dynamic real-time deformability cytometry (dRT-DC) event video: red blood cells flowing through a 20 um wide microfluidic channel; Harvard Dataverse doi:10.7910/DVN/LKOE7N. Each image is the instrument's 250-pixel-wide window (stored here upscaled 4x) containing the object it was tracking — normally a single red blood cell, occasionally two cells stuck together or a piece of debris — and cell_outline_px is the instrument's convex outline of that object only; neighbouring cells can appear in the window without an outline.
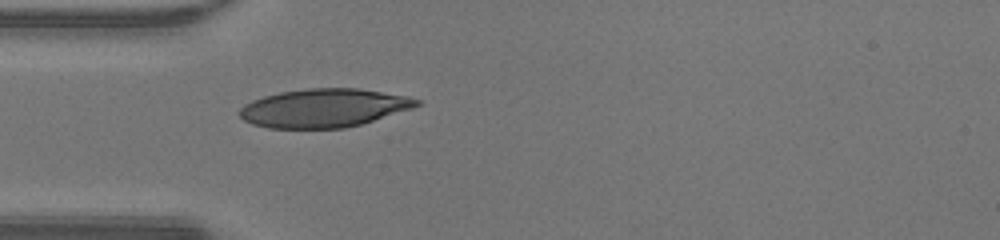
{"species": "human", "species_latin": "Homo sapiens", "temperature_condition": "warm", "stored_images_in_passage": 34, "camera_frame_rate_fps": 3000, "um_per_image_px": 0.085, "donor": {"sex": "male"}, "frame": {"image": 1, "passage_image": 1, "time_ms": 0.0, "image_size_px": [1000, 240], "cell_outline_px": [[420, 104], [412, 108], [360, 124], [344, 128], [268, 128], [252, 124], [244, 120], [240, 116], [240, 108], [244, 104], [252, 100], [264, 96], [280, 92], [308, 88], [360, 88], [408, 96], [420, 100]], "centroid_in_image_um": [27.51, 9.17], "position_along_channel_um": 57.5, "area_um2": 39.59}}
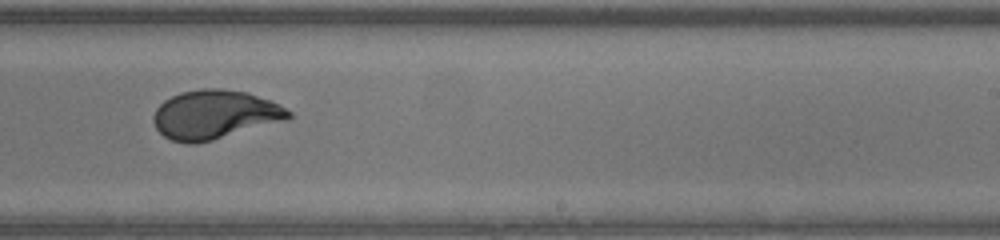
{"frame": {"image": 2, "passage_image": 16, "time_ms": 5.0, "image_size_px": [1000, 240], "cell_outline_px": [[292, 116], [288, 120], [212, 140], [196, 144], [188, 144], [172, 140], [164, 136], [156, 128], [152, 120], [152, 116], [156, 108], [164, 100], [180, 92], [200, 88], [220, 88], [248, 92], [268, 100], [292, 112]], "centroid_in_image_um": [18.22, 9.74], "position_along_channel_um": 270.8, "area_um2": 38.61}}
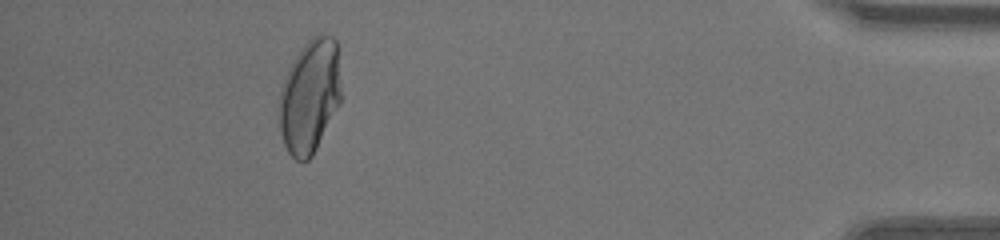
{"frame": {"image": 3, "passage_image": 30, "time_ms": 9.667, "image_size_px": [1000, 240], "cell_outline_px": [[340, 100], [312, 156], [308, 160], [296, 160], [288, 152], [284, 144], [280, 132], [280, 92], [284, 76], [292, 60], [300, 48], [312, 36], [320, 32], [332, 36], [336, 40], [340, 48]], "centroid_in_image_um": [26.34, 8.08], "position_along_channel_um": 408.9, "area_um2": 41.21}, "authors_computed_cell_mechanics": {"area_um2": 38.6104, "velocity_mm_per_s": 4.2962, "shape_relaxation_time_tau1_ms": 7.9265, "shape_relaxation_time_tau2_ms": null, "deformation_change_tau1": 0.3113, "deformation_change_tau2": null}}